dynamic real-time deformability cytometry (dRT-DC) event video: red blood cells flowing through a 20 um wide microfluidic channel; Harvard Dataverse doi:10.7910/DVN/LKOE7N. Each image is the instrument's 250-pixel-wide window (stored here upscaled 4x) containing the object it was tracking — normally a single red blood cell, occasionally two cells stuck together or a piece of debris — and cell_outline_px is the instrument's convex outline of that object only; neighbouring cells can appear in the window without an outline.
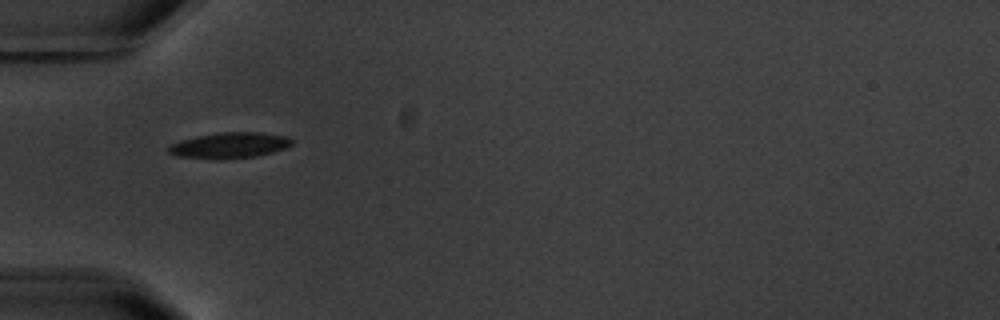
{"species": "common noctule bat (a hibernating species)", "species_latin": "Nyctalus noctula", "temperature_condition": "warm", "stored_images_in_passage": 1, "camera_frame_rate_fps": 3000, "um_per_image_px": 0.085, "animal": {"sex": "male", "body_mass_g": 20.1, "forearm_length_mm": 53.5}, "frame": {"image": 1, "passage_image": 1, "time_ms": 0.0, "image_size_px": [1000, 320], "cell_outline_px": [[292, 144], [288, 148], [256, 156], [224, 160], [220, 160], [176, 156], [168, 152], [168, 148], [172, 144], [180, 140], [196, 136], [220, 132], [260, 132], [288, 136], [292, 140]], "centroid_in_image_um": [19.53, 12.36], "position_along_channel_um": 65.5, "area_um2": 18.79}}